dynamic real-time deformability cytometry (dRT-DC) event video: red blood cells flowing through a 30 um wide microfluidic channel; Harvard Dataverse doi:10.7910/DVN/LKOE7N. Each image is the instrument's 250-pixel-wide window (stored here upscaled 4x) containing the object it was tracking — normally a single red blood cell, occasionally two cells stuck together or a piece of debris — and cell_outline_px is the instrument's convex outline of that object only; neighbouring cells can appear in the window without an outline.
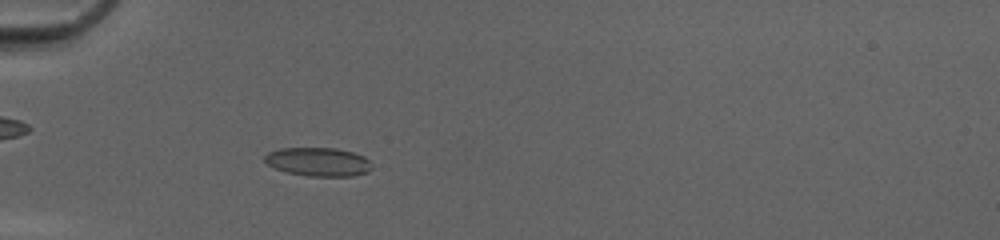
{"species": "common noctule bat (a hibernating species)", "species_latin": "Nyctalus noctula", "temperature_condition": "cold", "stored_images_in_passage": 51, "camera_frame_rate_fps": 3000, "um_per_image_px": 0.085, "animal": {"sex": "female", "body_mass_g": 20.0, "forearm_length_mm": 54.0}, "frame": {"image": 1, "passage_image": 18, "time_ms": 5.667, "image_size_px": [1000, 240], "cell_outline_px": [[372, 168], [368, 172], [352, 176], [308, 176], [288, 172], [276, 168], [268, 164], [264, 160], [264, 156], [268, 152], [280, 148], [336, 148], [352, 152], [364, 156], [368, 160]], "centroid_in_image_um": [27.06, 13.75], "position_along_channel_um": 57.9, "area_um2": 17.8}}
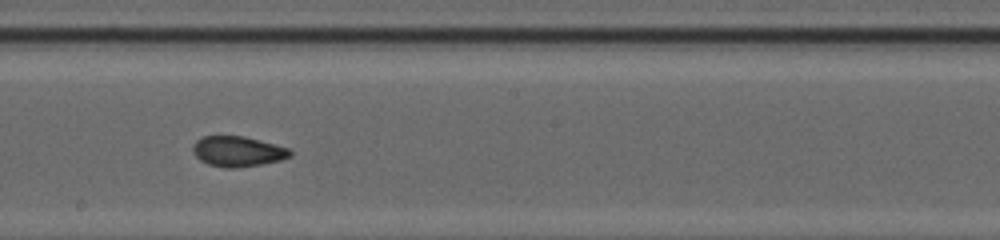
{"frame": {"image": 2, "passage_image": 31, "time_ms": 10.0, "image_size_px": [1000, 240], "cell_outline_px": [[292, 156], [280, 160], [260, 164], [236, 168], [228, 168], [208, 164], [200, 160], [192, 152], [192, 148], [196, 140], [204, 136], [244, 136], [288, 148], [292, 152]], "centroid_in_image_um": [20.19, 12.87], "position_along_channel_um": 228.0, "area_um2": 17.05}}
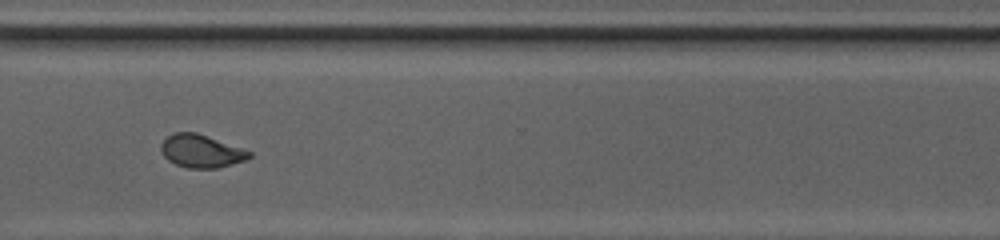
{"frame": {"image": 3, "passage_image": 40, "time_ms": 13.0, "image_size_px": [1000, 240], "cell_outline_px": [[252, 156], [244, 160], [216, 168], [188, 168], [176, 164], [168, 160], [164, 156], [160, 148], [160, 144], [172, 132], [196, 132], [208, 136], [252, 152]], "centroid_in_image_um": [17.07, 12.83], "position_along_channel_um": 353.5, "area_um2": 16.76}, "authors_computed_cell_mechanics": {"area_um2": 17.1088, "velocity_mm_per_s": 4.1812, "shape_relaxation_time_tau1_ms": 5.5135, "shape_relaxation_time_tau2_ms": 1.5837, "deformation_change_tau1": 0.196, "deformation_change_tau2": 0.0712}}